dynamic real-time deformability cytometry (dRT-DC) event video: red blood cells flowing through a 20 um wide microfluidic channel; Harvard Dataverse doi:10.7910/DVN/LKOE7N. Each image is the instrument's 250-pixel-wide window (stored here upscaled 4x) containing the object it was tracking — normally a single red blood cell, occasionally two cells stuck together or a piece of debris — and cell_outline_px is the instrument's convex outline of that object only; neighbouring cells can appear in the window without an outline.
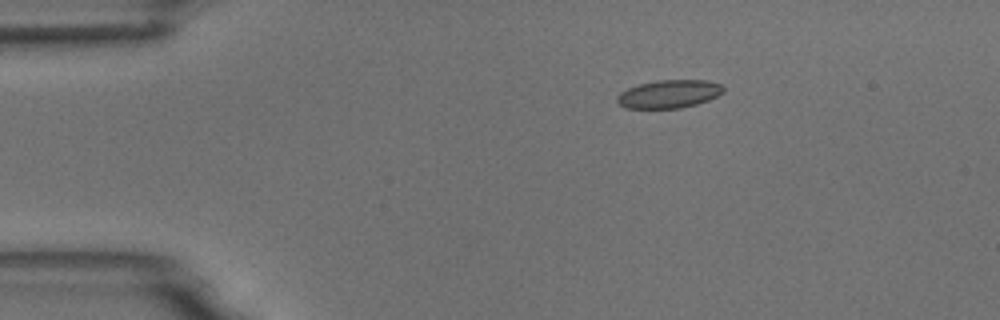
{"species": "common noctule bat (a hibernating species)", "species_latin": "Nyctalus noctula", "temperature_condition": "room temperature", "stored_images_in_passage": 8, "camera_frame_rate_fps": 3000, "um_per_image_px": 0.085, "animal": {"sex": "male", "body_mass_g": 18.8}, "frame": {"image": 1, "passage_image": 1, "time_ms": 0.0, "image_size_px": [1000, 320], "cell_outline_px": [[724, 92], [708, 100], [696, 104], [680, 108], [624, 108], [616, 100], [616, 96], [620, 92], [628, 88], [640, 84], [656, 80], [704, 80], [720, 84], [724, 88]], "centroid_in_image_um": [56.84, 7.99], "position_along_channel_um": 28.2, "area_um2": 17.34}}
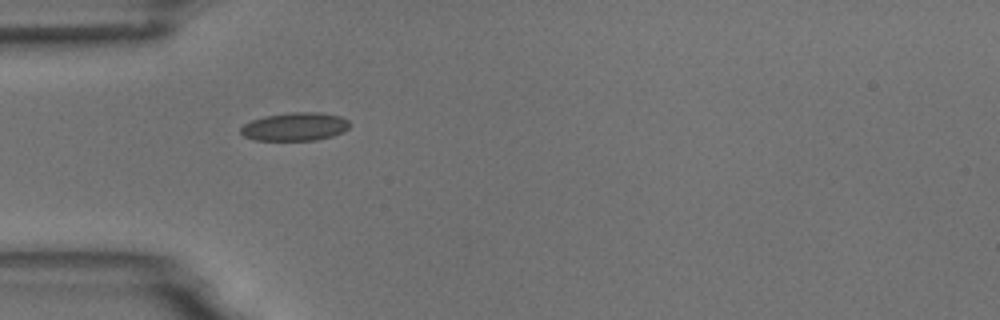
{"frame": {"image": 2, "passage_image": 3, "time_ms": 2.333, "image_size_px": [1000, 320], "cell_outline_px": [[348, 128], [344, 132], [332, 136], [316, 140], [256, 140], [244, 136], [240, 132], [240, 128], [244, 124], [252, 120], [264, 116], [292, 112], [320, 112], [340, 116], [348, 120]], "centroid_in_image_um": [25.07, 10.76], "position_along_channel_um": 59.9, "area_um2": 17.92}}